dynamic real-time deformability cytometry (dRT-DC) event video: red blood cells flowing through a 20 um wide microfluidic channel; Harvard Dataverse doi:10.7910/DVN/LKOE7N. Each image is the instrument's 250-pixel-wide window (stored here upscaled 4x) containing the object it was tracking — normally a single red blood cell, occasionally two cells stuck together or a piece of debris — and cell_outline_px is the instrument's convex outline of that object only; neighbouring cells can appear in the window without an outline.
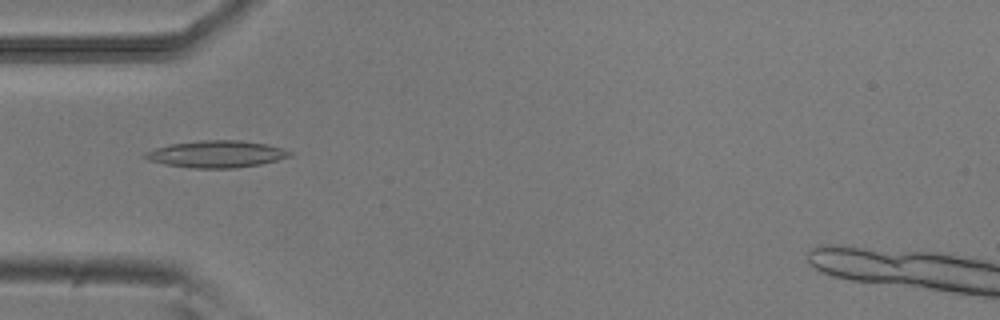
{"species": "common noctule bat (a hibernating species)", "species_latin": "Nyctalus noctula", "temperature_condition": "room temperature", "stored_images_in_passage": 38, "camera_frame_rate_fps": 3000, "um_per_image_px": 0.085, "animal": {"sex": "male", "body_mass_g": 20.5, "forearm_length_mm": 52.5}, "frame": {"image": 1, "passage_image": 2, "time_ms": 0.333, "image_size_px": [1000, 320], "cell_outline_px": [[292, 156], [260, 164], [232, 168], [192, 168], [164, 164], [148, 160], [144, 156], [144, 152], [156, 148], [172, 144], [200, 140], [240, 140], [264, 144], [280, 148], [292, 152]], "centroid_in_image_um": [18.37, 13.1], "position_along_channel_um": 66.6, "area_um2": 22.43}}
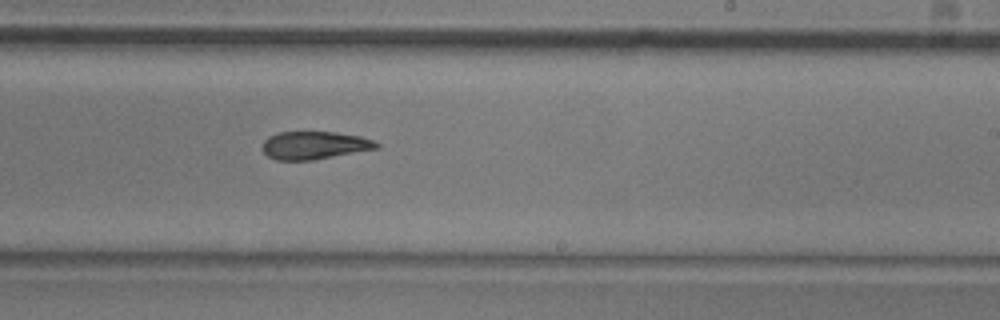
{"frame": {"image": 2, "passage_image": 17, "time_ms": 5.333, "image_size_px": [1000, 320], "cell_outline_px": [[380, 148], [312, 160], [276, 160], [268, 156], [260, 148], [264, 140], [268, 136], [280, 132], [336, 132], [360, 136], [372, 140], [380, 144]], "centroid_in_image_um": [26.71, 12.35], "position_along_channel_um": 262.3, "area_um2": 18.61}}
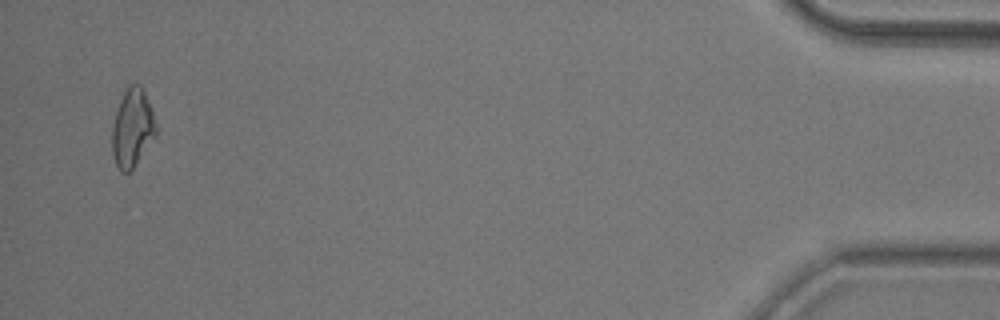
{"frame": {"image": 3, "passage_image": 36, "time_ms": 11.667, "image_size_px": [1000, 320], "cell_outline_px": [[156, 136], [132, 168], [128, 172], [120, 172], [116, 164], [112, 152], [112, 124], [120, 100], [128, 84], [140, 84], [144, 88], [152, 108], [156, 124]], "centroid_in_image_um": [11.26, 10.84], "position_along_channel_um": 423.9, "area_um2": 20.06}}